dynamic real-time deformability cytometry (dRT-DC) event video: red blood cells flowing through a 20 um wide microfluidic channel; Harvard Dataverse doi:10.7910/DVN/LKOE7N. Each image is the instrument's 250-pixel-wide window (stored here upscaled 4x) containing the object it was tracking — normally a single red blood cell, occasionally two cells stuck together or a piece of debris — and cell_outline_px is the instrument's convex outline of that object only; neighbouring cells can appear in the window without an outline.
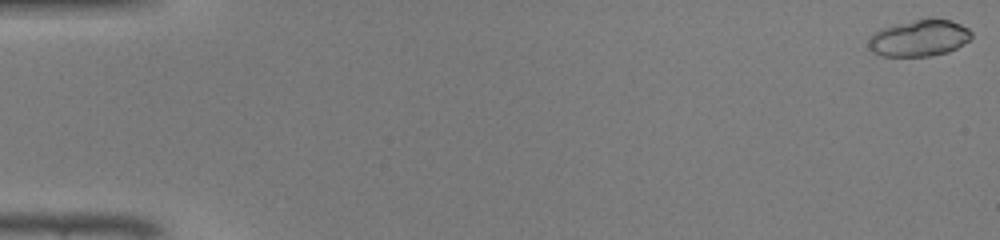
{"species": "common noctule bat (a hibernating species)", "species_latin": "Nyctalus noctula", "temperature_condition": "warm", "stored_images_in_passage": 10, "camera_frame_rate_fps": 3000, "um_per_image_px": 0.085, "animal": {"sex": "male", "body_mass_g": 19.0, "forearm_length_mm": 50.8}, "frame": {"image": 1, "passage_image": 1, "time_ms": 0.0, "image_size_px": [1000, 240], "cell_outline_px": [[972, 36], [968, 40], [956, 48], [948, 52], [932, 56], [880, 56], [872, 52], [868, 44], [868, 40], [872, 32], [880, 28], [896, 24], [932, 16], [952, 20], [968, 28], [972, 32]], "centroid_in_image_um": [78.12, 3.21], "position_along_channel_um": 6.9, "area_um2": 22.37}}